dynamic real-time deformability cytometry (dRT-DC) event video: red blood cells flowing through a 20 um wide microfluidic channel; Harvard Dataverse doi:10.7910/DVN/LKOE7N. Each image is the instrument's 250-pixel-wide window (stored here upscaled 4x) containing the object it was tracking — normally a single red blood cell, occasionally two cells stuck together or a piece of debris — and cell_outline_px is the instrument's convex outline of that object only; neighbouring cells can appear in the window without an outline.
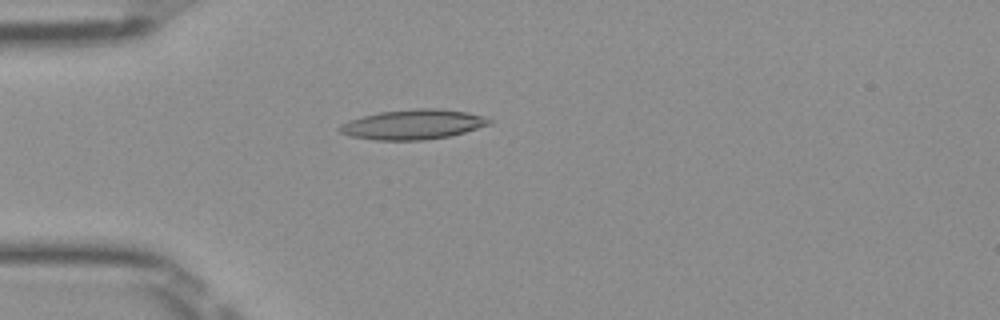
{"species": "Egyptian fruit bat (a non-hibernating species)", "species_latin": "Rousettus aegyptiacus", "temperature_condition": "room temperature", "stored_images_in_passage": 38, "camera_frame_rate_fps": 3000, "um_per_image_px": 0.085, "frame": {"image": 1, "passage_image": 2, "time_ms": 0.333, "image_size_px": [1000, 320], "cell_outline_px": [[492, 124], [464, 132], [448, 136], [424, 140], [376, 140], [352, 136], [340, 132], [336, 128], [340, 124], [348, 120], [380, 112], [416, 108], [440, 108], [468, 112], [484, 116], [492, 120]], "centroid_in_image_um": [35.12, 10.57], "position_along_channel_um": 49.9, "area_um2": 26.07}}
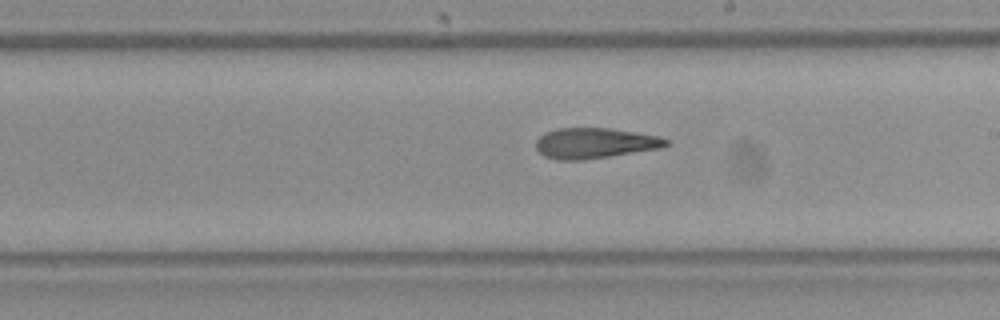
{"frame": {"image": 2, "passage_image": 17, "time_ms": 5.333, "image_size_px": [1000, 320], "cell_outline_px": [[672, 144], [660, 148], [584, 160], [556, 160], [544, 156], [536, 148], [536, 140], [544, 132], [556, 128], [608, 128], [660, 136], [668, 140]], "centroid_in_image_um": [50.54, 12.17], "position_along_channel_um": 238.5, "area_um2": 23.18}}
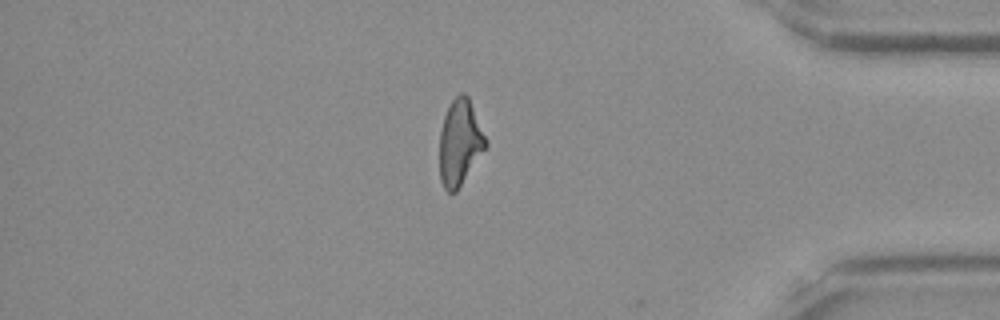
{"frame": {"image": 3, "passage_image": 31, "time_ms": 10.0, "image_size_px": [1000, 320], "cell_outline_px": [[488, 144], [456, 192], [448, 192], [444, 188], [440, 180], [440, 132], [444, 116], [452, 100], [460, 92], [464, 92], [468, 96], [488, 140]], "centroid_in_image_um": [39.1, 12.1], "position_along_channel_um": 396.1, "area_um2": 22.95}, "authors_computed_cell_mechanics": {"area_um2": 23.5246, "velocity_mm_per_s": 4.0203, "shape_relaxation_time_tau1_ms": null, "shape_relaxation_time_tau2_ms": 4.7544, "deformation_change_tau1": null, "deformation_change_tau2": 0.1622}}